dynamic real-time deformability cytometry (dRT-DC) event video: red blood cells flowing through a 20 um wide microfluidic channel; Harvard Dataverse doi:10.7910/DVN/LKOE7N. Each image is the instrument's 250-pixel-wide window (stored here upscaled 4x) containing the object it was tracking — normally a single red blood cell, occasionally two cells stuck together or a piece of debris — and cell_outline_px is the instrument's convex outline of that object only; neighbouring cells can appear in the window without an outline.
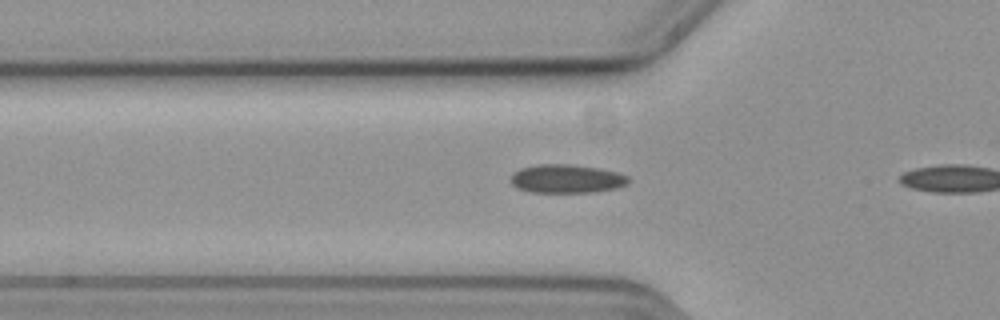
{"species": "common noctule bat (a hibernating species)", "species_latin": "Nyctalus noctula", "temperature_condition": "cold", "stored_images_in_passage": 4, "camera_frame_rate_fps": 3000, "um_per_image_px": 0.085, "animal": {"sex": "female", "body_mass_g": 19.3, "forearm_length_mm": 54.1}, "frame": {"image": 1, "passage_image": 3, "time_ms": 0.667, "image_size_px": [1000, 320], "cell_outline_px": [[628, 184], [616, 188], [592, 192], [532, 192], [516, 188], [508, 180], [512, 172], [520, 168], [536, 164], [572, 164], [600, 168], [616, 172], [628, 176]], "centroid_in_image_um": [48.1, 15.18], "position_along_channel_um": 77.7, "area_um2": 19.83}}